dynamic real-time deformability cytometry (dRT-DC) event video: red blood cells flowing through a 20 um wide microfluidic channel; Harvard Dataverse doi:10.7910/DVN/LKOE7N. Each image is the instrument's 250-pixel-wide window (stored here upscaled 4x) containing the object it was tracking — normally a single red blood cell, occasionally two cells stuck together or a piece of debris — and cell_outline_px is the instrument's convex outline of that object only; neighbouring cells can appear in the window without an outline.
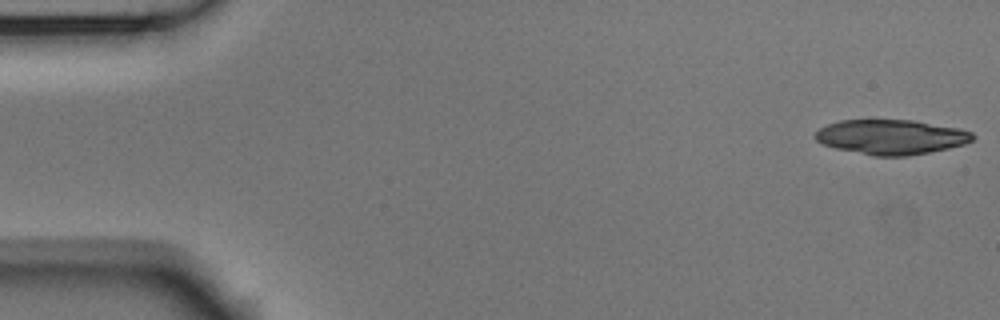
{"species": "Egyptian fruit bat (a non-hibernating species)", "species_latin": "Rousettus aegyptiacus", "temperature_condition": "room temperature", "stored_images_in_passage": 6, "camera_frame_rate_fps": 3000, "um_per_image_px": 0.085, "animal": {"sex": "male"}, "frame": {"image": 1, "passage_image": 1, "time_ms": 0.0, "image_size_px": [1000, 320], "cell_outline_px": [[976, 136], [972, 140], [964, 144], [948, 148], [908, 156], [872, 156], [836, 148], [824, 144], [816, 140], [812, 136], [820, 128], [828, 124], [840, 120], [912, 120], [960, 128], [972, 132]], "centroid_in_image_um": [75.75, 11.64], "position_along_channel_um": 9.3, "area_um2": 31.91}}